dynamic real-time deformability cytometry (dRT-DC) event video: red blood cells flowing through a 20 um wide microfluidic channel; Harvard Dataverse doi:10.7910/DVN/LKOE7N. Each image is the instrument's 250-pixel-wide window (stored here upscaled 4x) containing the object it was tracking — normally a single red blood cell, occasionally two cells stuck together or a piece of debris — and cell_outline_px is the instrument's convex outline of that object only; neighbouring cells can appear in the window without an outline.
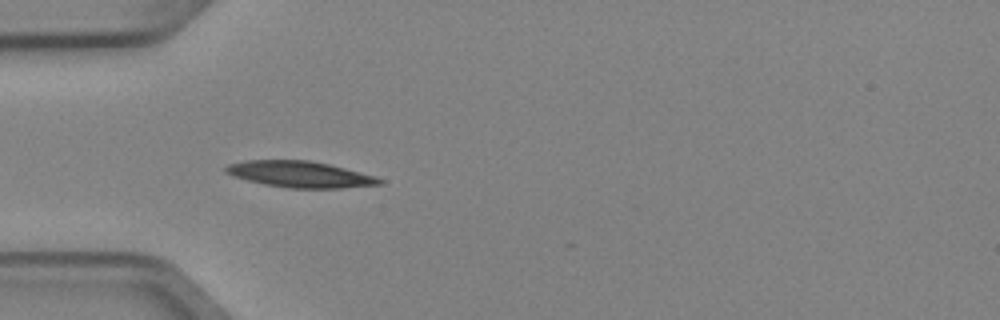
{"species": "Egyptian fruit bat (a non-hibernating species)", "species_latin": "Rousettus aegyptiacus", "temperature_condition": "cold", "stored_images_in_passage": 5, "camera_frame_rate_fps": 3000, "um_per_image_px": 0.085, "animal": {"sex": "female"}, "frame": {"image": 1, "passage_image": 4, "time_ms": 1.0, "image_size_px": [1000, 320], "cell_outline_px": [[384, 184], [340, 188], [288, 188], [264, 184], [232, 176], [224, 172], [224, 168], [228, 164], [248, 160], [308, 160], [328, 164], [376, 176], [384, 180]], "centroid_in_image_um": [25.5, 14.82], "position_along_channel_um": 59.5, "area_um2": 23.47}}
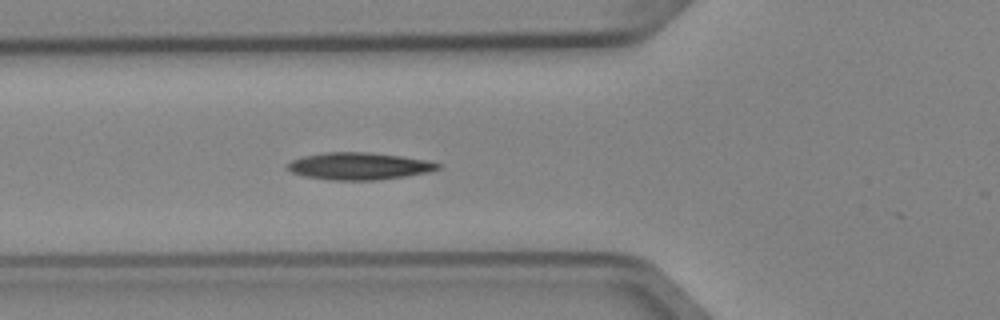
{"frame": {"image": 2, "passage_image": 5, "time_ms": 1.333, "image_size_px": [1000, 320], "cell_outline_px": [[440, 168], [428, 172], [404, 176], [376, 180], [332, 180], [304, 176], [292, 172], [288, 168], [288, 164], [292, 160], [304, 156], [324, 152], [368, 152], [400, 156], [424, 160], [440, 164]], "centroid_in_image_um": [30.49, 14.12], "position_along_channel_um": 95.3, "area_um2": 23.47}}